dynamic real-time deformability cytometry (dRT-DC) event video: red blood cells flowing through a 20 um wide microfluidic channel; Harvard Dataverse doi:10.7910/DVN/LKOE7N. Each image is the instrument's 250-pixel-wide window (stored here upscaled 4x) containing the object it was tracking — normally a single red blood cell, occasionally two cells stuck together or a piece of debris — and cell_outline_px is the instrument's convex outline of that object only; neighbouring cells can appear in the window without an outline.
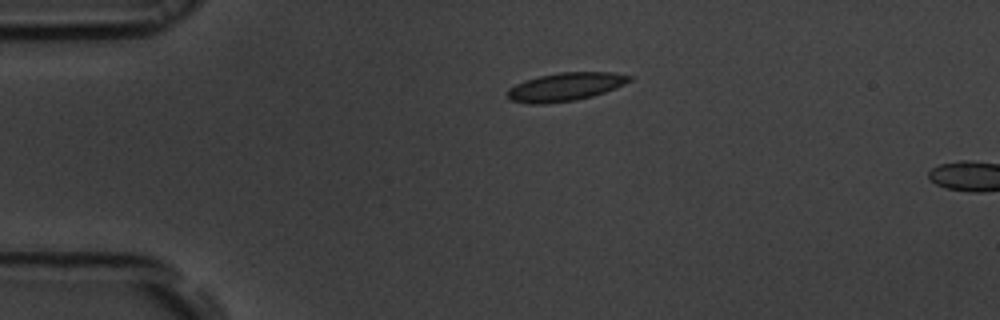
{"species": "common noctule bat (a hibernating species)", "species_latin": "Nyctalus noctula", "temperature_condition": "room temperature", "stored_images_in_passage": 4, "camera_frame_rate_fps": 3000, "um_per_image_px": 0.085, "animal": {"sex": "male", "body_mass_g": 19.5, "forearm_length_mm": 54.6}, "frame": {"image": 1, "passage_image": 1, "time_ms": 0.0, "image_size_px": [1000, 320], "cell_outline_px": [[632, 80], [616, 88], [592, 96], [576, 100], [544, 104], [528, 104], [512, 100], [508, 96], [508, 88], [524, 80], [540, 76], [560, 72], [612, 72], [632, 76]], "centroid_in_image_um": [48.06, 7.38], "position_along_channel_um": 36.9, "area_um2": 20.06}}